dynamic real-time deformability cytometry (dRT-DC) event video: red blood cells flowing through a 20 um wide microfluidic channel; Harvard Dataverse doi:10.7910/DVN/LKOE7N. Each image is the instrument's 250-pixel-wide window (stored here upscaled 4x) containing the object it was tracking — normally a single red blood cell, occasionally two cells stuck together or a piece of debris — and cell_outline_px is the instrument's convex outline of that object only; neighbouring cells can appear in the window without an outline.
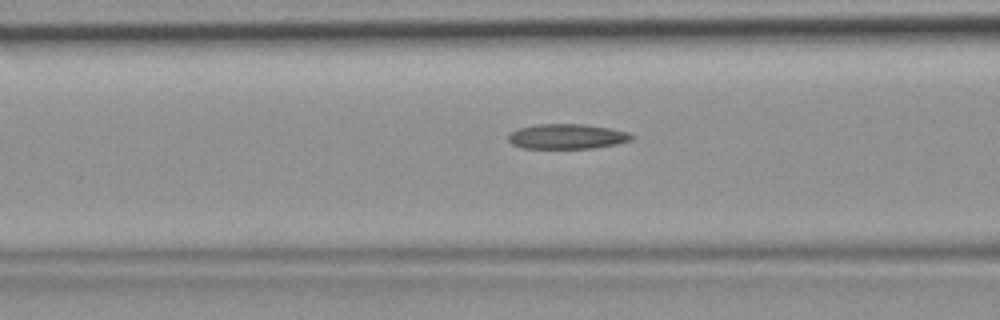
{"species": "common noctule bat (a hibernating species)", "species_latin": "Nyctalus noctula", "temperature_condition": "room temperature", "stored_images_in_passage": 46, "camera_frame_rate_fps": 3000, "um_per_image_px": 0.085, "animal": {"sex": "female", "body_mass_g": 19.9}, "frame": {"image": 1, "passage_image": 18, "time_ms": 5.667, "image_size_px": [1000, 320], "cell_outline_px": [[636, 136], [632, 140], [616, 144], [596, 148], [524, 148], [512, 144], [508, 140], [508, 132], [516, 128], [536, 124], [584, 124], [608, 128], [628, 132]], "centroid_in_image_um": [48.17, 11.59], "position_along_channel_um": 118.4, "area_um2": 18.15}}
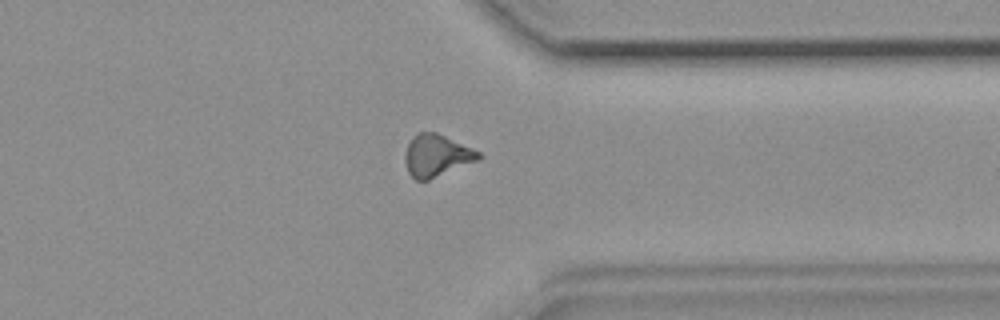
{"frame": {"image": 2, "passage_image": 36, "time_ms": 11.667, "image_size_px": [1000, 320], "cell_outline_px": [[484, 156], [480, 160], [428, 180], [416, 180], [408, 172], [404, 160], [404, 156], [408, 144], [412, 136], [416, 132], [436, 132], [472, 148], [480, 152]], "centroid_in_image_um": [37.12, 13.22], "position_along_channel_um": 374.3, "area_um2": 18.15}}
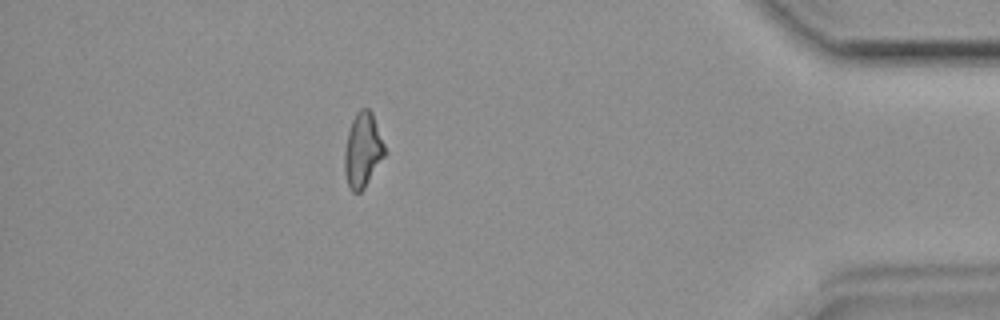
{"frame": {"image": 3, "passage_image": 41, "time_ms": 13.333, "image_size_px": [1000, 320], "cell_outline_px": [[388, 152], [364, 188], [360, 192], [352, 192], [348, 184], [344, 172], [344, 152], [348, 132], [352, 120], [356, 112], [360, 108], [368, 108], [372, 112]], "centroid_in_image_um": [30.85, 12.75], "position_along_channel_um": 404.3, "area_um2": 17.69}}